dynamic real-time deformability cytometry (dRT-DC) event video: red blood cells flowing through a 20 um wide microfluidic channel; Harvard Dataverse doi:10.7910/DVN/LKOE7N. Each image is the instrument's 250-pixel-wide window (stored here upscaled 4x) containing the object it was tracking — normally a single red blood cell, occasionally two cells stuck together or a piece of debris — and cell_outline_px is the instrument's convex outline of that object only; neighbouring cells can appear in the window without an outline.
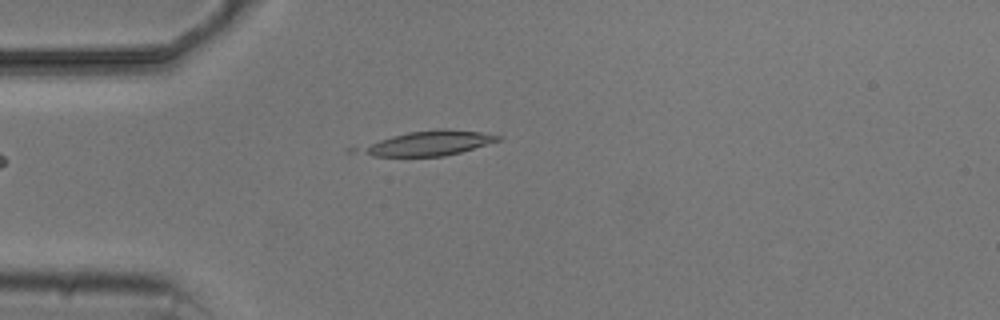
{"species": "common noctule bat (a hibernating species)", "species_latin": "Nyctalus noctula", "temperature_condition": "cold", "stored_images_in_passage": 2, "camera_frame_rate_fps": 3000, "um_per_image_px": 0.085, "animal": {"sex": "male", "body_mass_g": 20.5, "forearm_length_mm": 52.5}, "frame": {"image": 1, "passage_image": 1, "time_ms": 0.0, "image_size_px": [1000, 320], "cell_outline_px": [[504, 136], [500, 140], [460, 152], [444, 156], [372, 156], [364, 152], [364, 148], [380, 140], [392, 136], [408, 132], [440, 128], [444, 128], [480, 132]], "centroid_in_image_um": [36.59, 12.15], "position_along_channel_um": 48.4, "area_um2": 19.13}}